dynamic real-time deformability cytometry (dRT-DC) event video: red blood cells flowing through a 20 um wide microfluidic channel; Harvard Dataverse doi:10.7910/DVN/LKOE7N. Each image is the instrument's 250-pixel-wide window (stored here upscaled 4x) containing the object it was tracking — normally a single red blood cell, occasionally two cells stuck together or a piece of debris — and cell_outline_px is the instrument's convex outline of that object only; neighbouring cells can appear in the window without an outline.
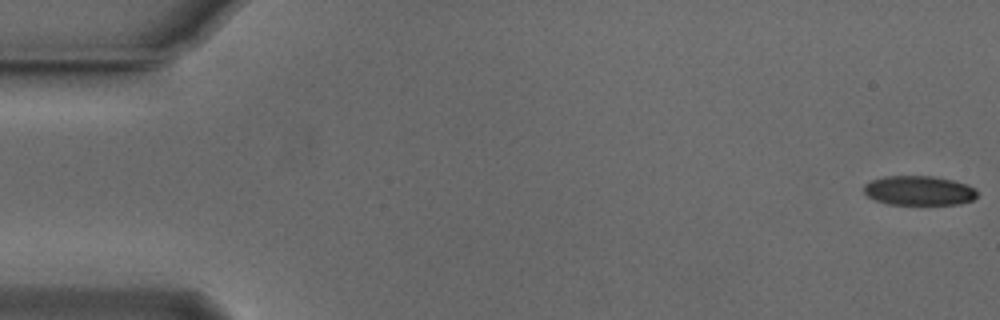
{"species": "Egyptian fruit bat (a non-hibernating species)", "species_latin": "Rousettus aegyptiacus", "temperature_condition": "cold", "stored_images_in_passage": 55, "camera_frame_rate_fps": 3000, "um_per_image_px": 0.085, "animal": {"sex": "male"}, "frame": {"image": 1, "passage_image": 1, "time_ms": 0.0, "image_size_px": [1000, 320], "cell_outline_px": [[976, 196], [972, 200], [960, 204], [888, 204], [876, 200], [868, 196], [864, 192], [864, 184], [872, 180], [884, 176], [932, 176], [952, 180], [968, 184], [976, 188]], "centroid_in_image_um": [78.12, 16.19], "position_along_channel_um": 6.9, "area_um2": 19.42}}
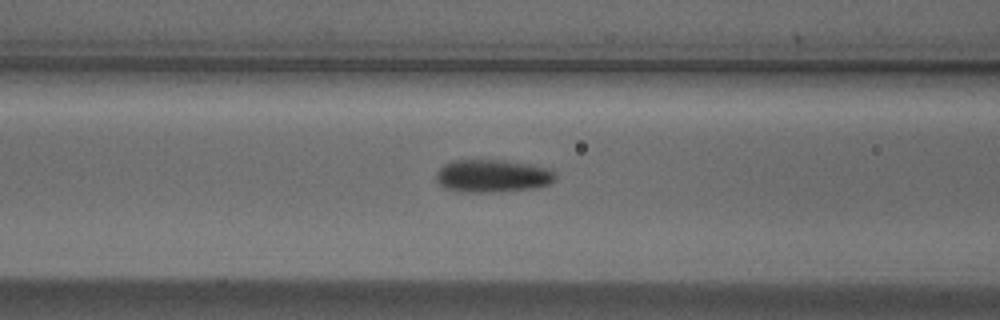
{"frame": {"image": 2, "passage_image": 22, "time_ms": 7.0, "image_size_px": [1000, 320], "cell_outline_px": [[556, 180], [548, 184], [536, 188], [504, 192], [456, 192], [444, 188], [436, 180], [436, 172], [444, 164], [452, 160], [504, 160], [532, 164], [552, 168], [556, 172]], "centroid_in_image_um": [41.9, 14.96], "position_along_channel_um": 124.7, "area_um2": 23.41}}
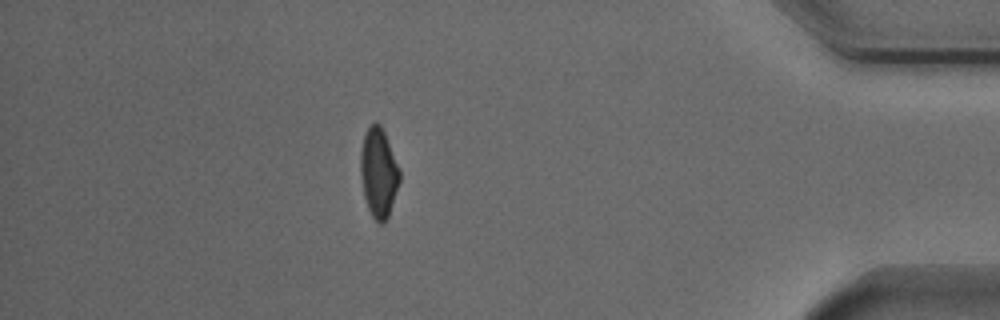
{"frame": {"image": 3, "passage_image": 48, "time_ms": 15.667, "image_size_px": [1000, 320], "cell_outline_px": [[400, 180], [388, 216], [380, 224], [372, 216], [368, 208], [364, 196], [360, 176], [360, 152], [364, 136], [368, 128], [376, 120], [380, 124], [384, 132], [400, 168]], "centroid_in_image_um": [32.17, 14.65], "position_along_channel_um": 403.0, "area_um2": 20.23}, "authors_computed_cell_mechanics": {"area_um2": 20.9236, "velocity_mm_per_s": 3.7606, "shape_relaxation_time_tau1_ms": 3.5321, "shape_relaxation_time_tau2_ms": 3.5838, "deformation_change_tau1": 0.1158, "deformation_change_tau2": 0.0876}}